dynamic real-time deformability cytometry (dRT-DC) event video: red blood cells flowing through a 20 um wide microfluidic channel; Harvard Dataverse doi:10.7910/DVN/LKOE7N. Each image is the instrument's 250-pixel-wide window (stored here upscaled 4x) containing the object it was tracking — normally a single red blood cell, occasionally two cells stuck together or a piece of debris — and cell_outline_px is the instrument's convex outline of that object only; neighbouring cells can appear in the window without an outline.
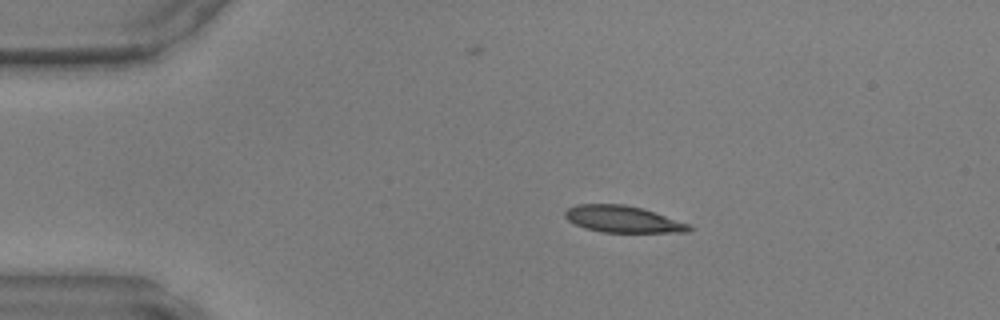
{"species": "common noctule bat (a hibernating species)", "species_latin": "Nyctalus noctula", "temperature_condition": "warm", "stored_images_in_passage": 29, "camera_frame_rate_fps": 3000, "um_per_image_px": 0.085, "animal": {"sex": "male", "body_mass_g": 17.9, "forearm_length_mm": 54.2}, "frame": {"image": 1, "passage_image": 1, "time_ms": 0.0, "image_size_px": [1000, 320], "cell_outline_px": [[696, 228], [688, 232], [600, 232], [584, 228], [568, 220], [564, 216], [564, 212], [568, 208], [576, 204], [624, 204], [640, 208], [692, 224]], "centroid_in_image_um": [52.97, 18.64], "position_along_channel_um": 32.0, "area_um2": 19.36}}
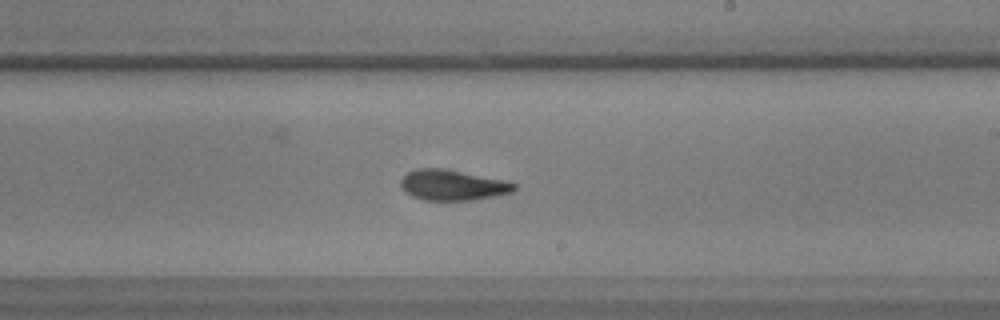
{"frame": {"image": 2, "passage_image": 20, "time_ms": 6.333, "image_size_px": [1000, 320], "cell_outline_px": [[516, 188], [512, 192], [472, 200], [424, 200], [412, 196], [400, 184], [400, 180], [408, 172], [416, 168], [448, 168], [500, 180], [516, 184]], "centroid_in_image_um": [38.43, 15.72], "position_along_channel_um": 250.6, "area_um2": 19.88}}
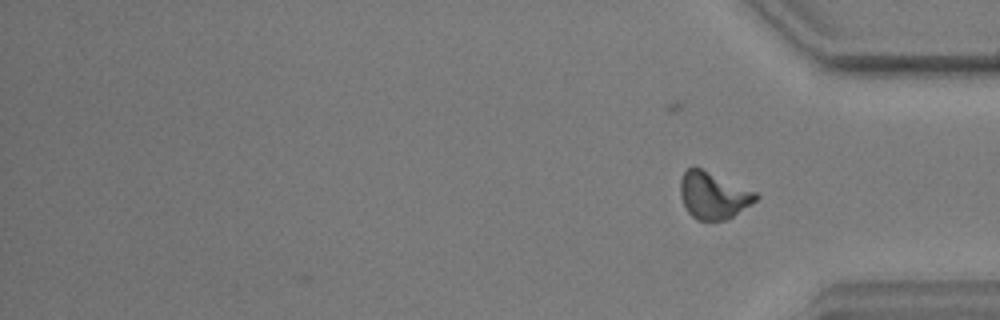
{"frame": {"image": 3, "passage_image": 29, "time_ms": 9.333, "image_size_px": [1000, 320], "cell_outline_px": [[760, 196], [756, 200], [728, 220], [696, 220], [688, 212], [680, 196], [680, 180], [684, 172], [688, 168], [700, 168], [756, 192]], "centroid_in_image_um": [60.62, 16.63], "position_along_channel_um": 374.6, "area_um2": 20.35}}